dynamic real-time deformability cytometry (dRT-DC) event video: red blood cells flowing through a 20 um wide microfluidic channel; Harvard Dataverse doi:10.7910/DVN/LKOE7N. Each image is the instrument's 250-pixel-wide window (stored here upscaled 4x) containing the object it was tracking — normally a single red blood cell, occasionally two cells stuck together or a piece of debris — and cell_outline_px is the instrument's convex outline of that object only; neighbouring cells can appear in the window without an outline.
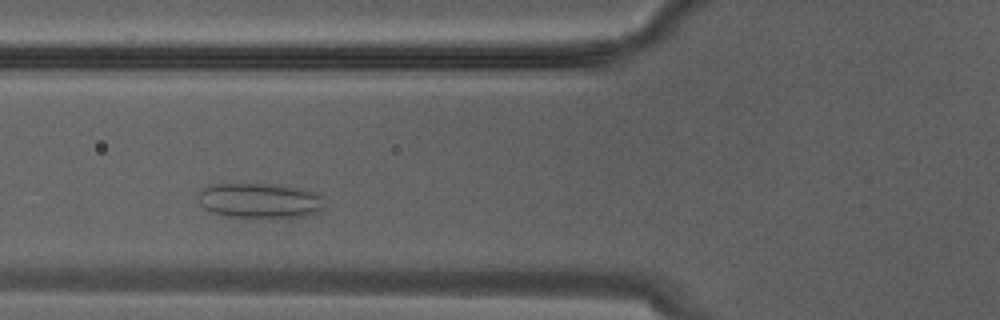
{"species": "Egyptian fruit bat (a non-hibernating species)", "species_latin": "Rousettus aegyptiacus", "temperature_condition": "warm", "stored_images_in_passage": 14, "camera_frame_rate_fps": 3000, "um_per_image_px": 0.085, "animal": {"sex": "male"}, "frame": {"image": 1, "passage_image": 5, "time_ms": 1.333, "image_size_px": [1000, 320], "cell_outline_px": [[324, 208], [320, 212], [300, 216], [228, 216], [212, 212], [204, 208], [196, 200], [196, 196], [204, 188], [212, 184], [276, 184], [320, 192], [324, 196]], "centroid_in_image_um": [22.11, 17.02], "position_along_channel_um": 103.7, "area_um2": 25.72}}
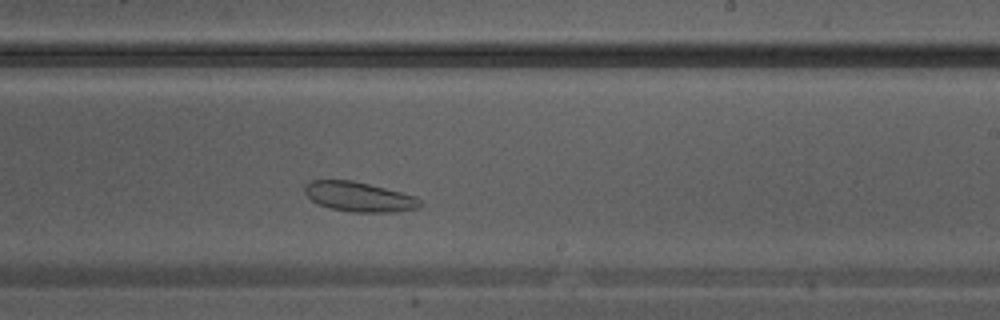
{"frame": {"image": 2, "passage_image": 12, "time_ms": 3.667, "image_size_px": [1000, 320], "cell_outline_px": [[424, 204], [416, 208], [396, 212], [348, 212], [316, 204], [304, 192], [304, 184], [312, 180], [352, 180], [416, 196], [424, 200]], "centroid_in_image_um": [30.53, 16.73], "position_along_channel_um": 258.5, "area_um2": 20.11}}